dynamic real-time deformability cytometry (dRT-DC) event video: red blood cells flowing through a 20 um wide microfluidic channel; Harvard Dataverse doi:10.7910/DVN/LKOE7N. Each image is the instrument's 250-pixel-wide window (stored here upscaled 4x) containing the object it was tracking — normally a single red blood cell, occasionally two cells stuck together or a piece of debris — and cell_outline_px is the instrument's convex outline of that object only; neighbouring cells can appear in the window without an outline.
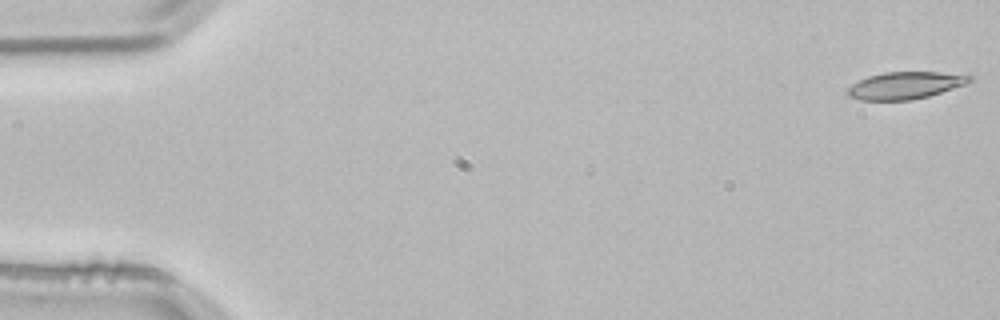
{"species": "common noctule bat (a hibernating species)", "species_latin": "Nyctalus noctula", "temperature_condition": "room temperature", "stored_images_in_passage": 53, "camera_frame_rate_fps": 3000, "um_per_image_px": 0.085, "animal": {"sex": "male", "body_mass_g": 21.5, "forearm_length_mm": 52.0}, "frame": {"image": 1, "passage_image": 1, "time_ms": 0.0, "image_size_px": [1000, 320], "cell_outline_px": [[972, 80], [964, 84], [928, 96], [912, 100], [860, 100], [848, 96], [848, 88], [852, 84], [868, 76], [884, 72], [968, 72], [972, 76]], "centroid_in_image_um": [77.0, 7.24], "position_along_channel_um": 8.0, "area_um2": 19.42}}
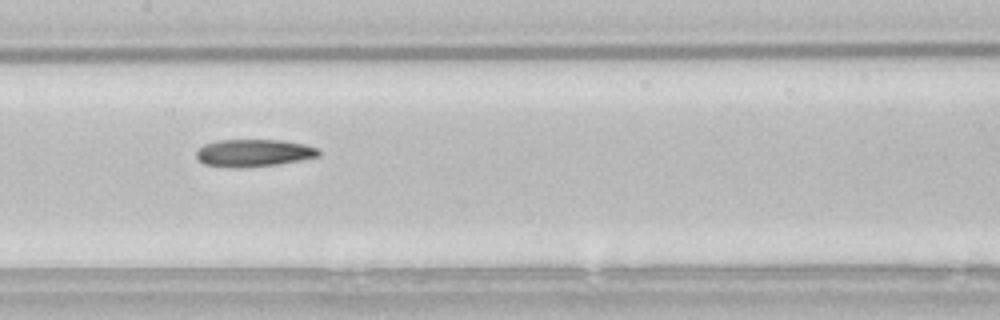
{"frame": {"image": 2, "passage_image": 26, "time_ms": 8.333, "image_size_px": [1000, 320], "cell_outline_px": [[320, 156], [300, 160], [276, 164], [240, 168], [236, 168], [204, 164], [196, 156], [196, 152], [204, 144], [216, 140], [280, 140], [304, 144], [320, 148]], "centroid_in_image_um": [21.58, 12.99], "position_along_channel_um": 185.8, "area_um2": 19.48}}
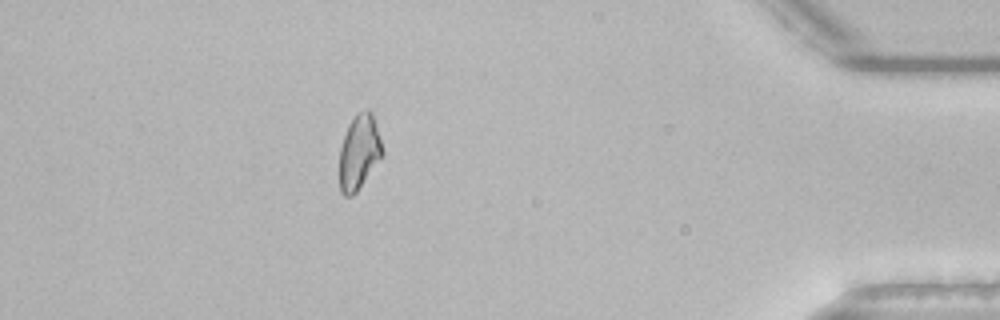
{"frame": {"image": 3, "passage_image": 47, "time_ms": 15.333, "image_size_px": [1000, 320], "cell_outline_px": [[384, 152], [356, 192], [352, 196], [344, 196], [340, 192], [340, 148], [348, 124], [356, 112], [364, 108], [368, 108], [372, 112]], "centroid_in_image_um": [30.51, 12.88], "position_along_channel_um": 404.7, "area_um2": 18.55}}